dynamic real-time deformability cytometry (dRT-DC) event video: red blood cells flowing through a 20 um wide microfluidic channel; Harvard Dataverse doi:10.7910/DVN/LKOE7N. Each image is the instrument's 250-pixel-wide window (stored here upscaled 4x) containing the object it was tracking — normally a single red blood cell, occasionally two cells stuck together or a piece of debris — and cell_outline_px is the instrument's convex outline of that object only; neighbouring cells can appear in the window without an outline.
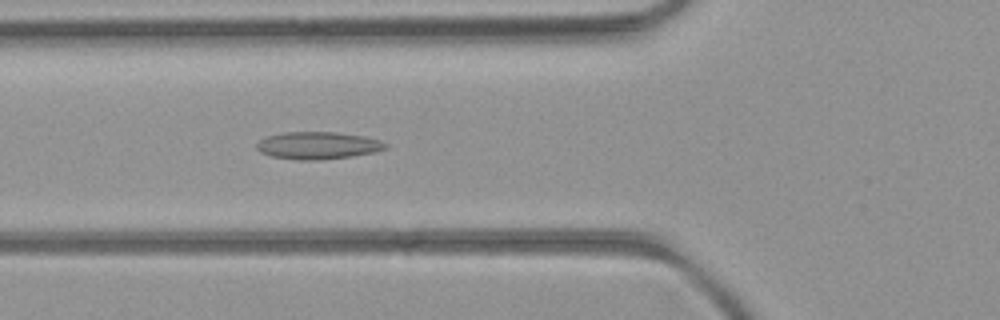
{"species": "common noctule bat (a hibernating species)", "species_latin": "Nyctalus noctula", "temperature_condition": "room temperature", "stored_images_in_passage": 51, "camera_frame_rate_fps": 3000, "um_per_image_px": 0.085, "animal": {"sex": "female", "body_mass_g": 21.9}, "frame": {"image": 1, "passage_image": 19, "time_ms": 6.0, "image_size_px": [1000, 320], "cell_outline_px": [[388, 148], [376, 152], [352, 156], [320, 160], [300, 160], [272, 156], [260, 152], [256, 148], [256, 144], [260, 140], [268, 136], [284, 132], [336, 132], [364, 136], [380, 140], [388, 144]], "centroid_in_image_um": [27.05, 12.36], "position_along_channel_um": 98.7, "area_um2": 20.58}}
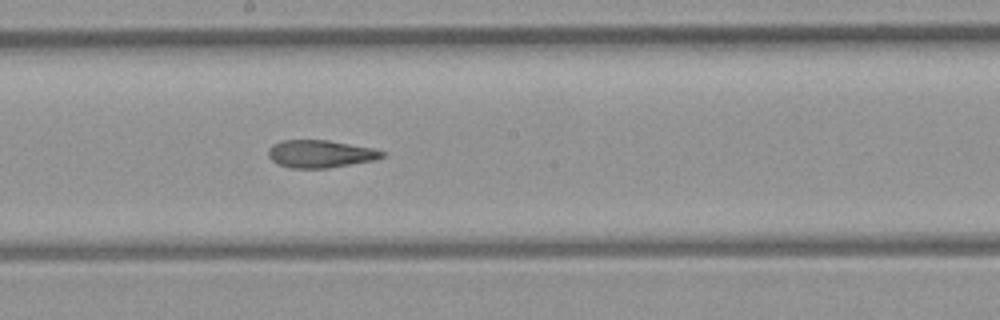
{"frame": {"image": 2, "passage_image": 28, "time_ms": 9.0, "image_size_px": [1000, 320], "cell_outline_px": [[384, 156], [376, 160], [328, 168], [292, 168], [276, 164], [268, 156], [268, 148], [272, 144], [280, 140], [328, 140], [372, 148], [384, 152]], "centroid_in_image_um": [27.19, 13.08], "position_along_channel_um": 221.0, "area_um2": 18.38}}
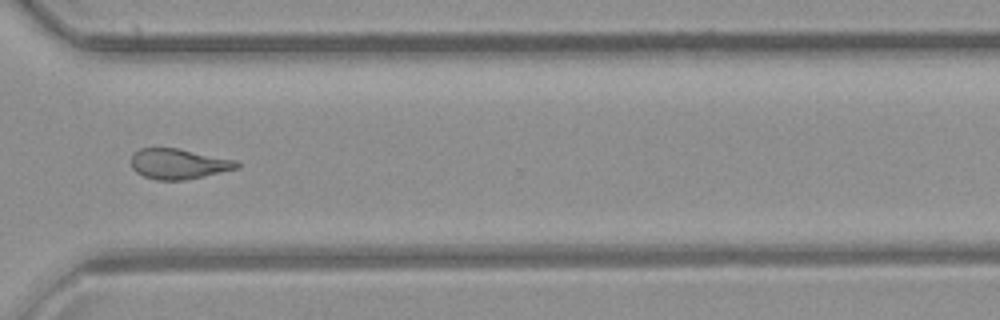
{"frame": {"image": 3, "passage_image": 38, "time_ms": 12.333, "image_size_px": [1000, 320], "cell_outline_px": [[240, 168], [204, 176], [184, 180], [156, 180], [144, 176], [136, 172], [132, 168], [132, 156], [140, 148], [176, 148], [236, 160], [240, 164]], "centroid_in_image_um": [15.2, 13.94], "position_along_channel_um": 355.4, "area_um2": 18.55}, "authors_computed_cell_mechanics": {"area_um2": 19.5364, "velocity_mm_per_s": 4.0437, "shape_relaxation_time_tau1_ms": null, "shape_relaxation_time_tau2_ms": 2.2602, "deformation_change_tau1": null, "deformation_change_tau2": 0.1036}}